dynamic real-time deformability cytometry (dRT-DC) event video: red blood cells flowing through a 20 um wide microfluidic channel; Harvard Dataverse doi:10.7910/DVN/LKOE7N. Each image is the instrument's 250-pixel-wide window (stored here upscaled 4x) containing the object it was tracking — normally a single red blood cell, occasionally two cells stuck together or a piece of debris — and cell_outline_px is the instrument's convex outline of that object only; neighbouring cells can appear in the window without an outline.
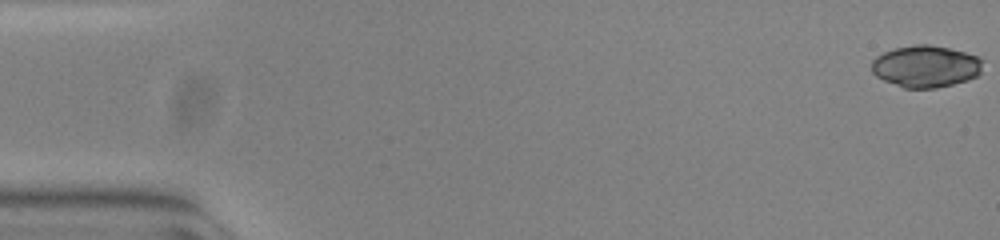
{"species": "common noctule bat (a hibernating species)", "species_latin": "Nyctalus noctula", "temperature_condition": "warm", "stored_images_in_passage": 54, "camera_frame_rate_fps": 3000, "um_per_image_px": 0.085, "animal": {"sex": "female", "body_mass_g": 23.0, "forearm_length_mm": 53.4}, "frame": {"image": 1, "passage_image": 1, "time_ms": 0.0, "image_size_px": [1000, 240], "cell_outline_px": [[984, 60], [980, 72], [976, 76], [968, 80], [936, 88], [904, 88], [884, 80], [876, 76], [872, 72], [872, 60], [876, 56], [884, 52], [896, 48], [916, 44], [928, 44], [948, 48], [964, 52], [976, 56]], "centroid_in_image_um": [78.69, 5.64], "position_along_channel_um": 6.3, "area_um2": 27.05}}
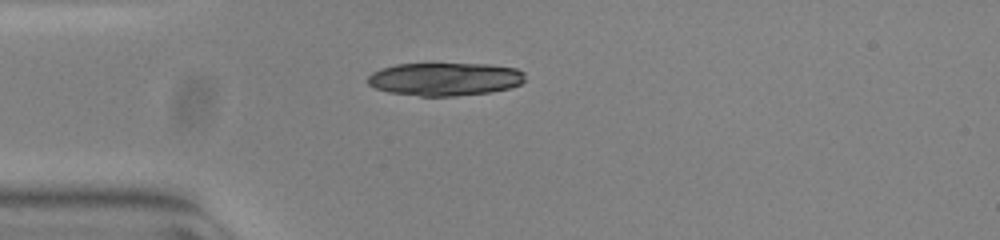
{"frame": {"image": 2, "passage_image": 15, "time_ms": 4.667, "image_size_px": [1000, 240], "cell_outline_px": [[524, 80], [520, 84], [508, 88], [488, 92], [456, 96], [420, 96], [388, 92], [376, 88], [368, 84], [368, 76], [372, 72], [380, 68], [396, 64], [488, 64], [516, 68], [524, 72]], "centroid_in_image_um": [37.79, 6.72], "position_along_channel_um": 47.2, "area_um2": 30.29}}